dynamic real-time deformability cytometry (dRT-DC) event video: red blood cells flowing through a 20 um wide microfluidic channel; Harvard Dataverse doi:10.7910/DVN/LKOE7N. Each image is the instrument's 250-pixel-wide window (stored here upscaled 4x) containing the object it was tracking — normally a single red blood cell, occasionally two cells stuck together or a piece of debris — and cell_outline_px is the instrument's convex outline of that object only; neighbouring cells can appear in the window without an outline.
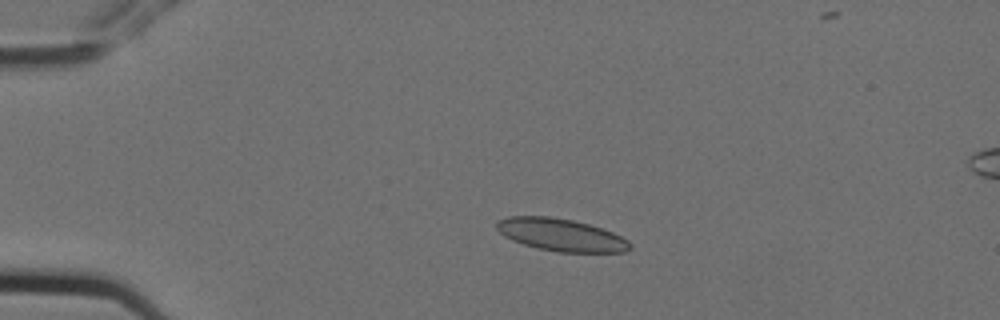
{"species": "Egyptian fruit bat (a non-hibernating species)", "species_latin": "Rousettus aegyptiacus", "temperature_condition": "cold", "stored_images_in_passage": 7, "camera_frame_rate_fps": 3000, "um_per_image_px": 0.085, "animal": {"sex": "female"}, "frame": {"image": 1, "passage_image": 3, "time_ms": 0.667, "image_size_px": [1000, 320], "cell_outline_px": [[632, 248], [624, 252], [556, 252], [536, 248], [512, 240], [504, 236], [496, 228], [496, 220], [508, 216], [548, 216], [572, 220], [588, 224], [612, 232], [628, 240], [632, 244]], "centroid_in_image_um": [47.66, 19.96], "position_along_channel_um": 37.3, "area_um2": 25.26}}
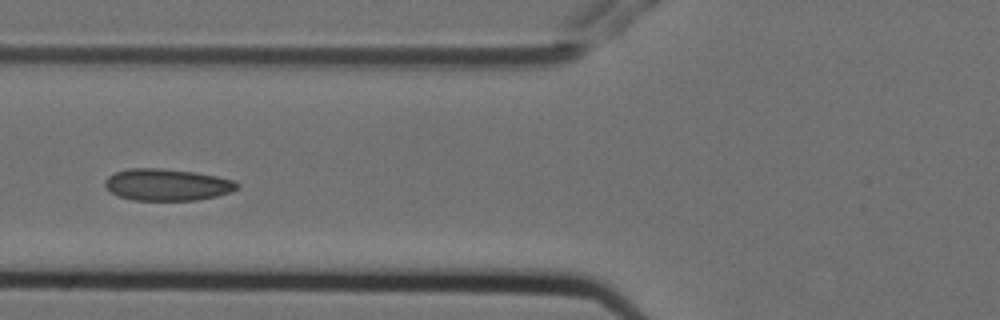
{"frame": {"image": 2, "passage_image": 6, "time_ms": 1.667, "image_size_px": [1000, 320], "cell_outline_px": [[240, 184], [232, 192], [216, 196], [196, 200], [132, 200], [120, 196], [112, 192], [104, 184], [104, 180], [108, 176], [116, 172], [132, 168], [160, 168], [196, 172], [236, 180]], "centroid_in_image_um": [14.24, 15.69], "position_along_channel_um": 111.6, "area_um2": 24.45}}
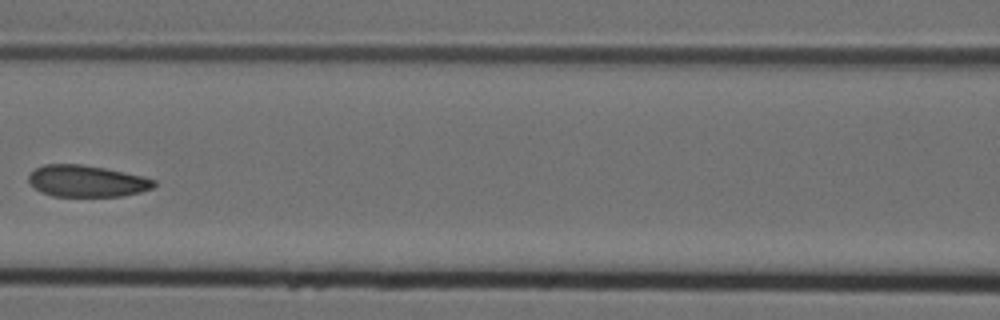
{"frame": {"image": 3, "passage_image": 7, "time_ms": 2.0, "image_size_px": [1000, 320], "cell_outline_px": [[156, 184], [152, 188], [140, 192], [120, 196], [52, 196], [40, 192], [28, 180], [28, 176], [36, 168], [44, 164], [80, 164], [104, 168], [144, 176], [156, 180]], "centroid_in_image_um": [7.38, 15.39], "position_along_channel_um": 159.2, "area_um2": 23.0}}